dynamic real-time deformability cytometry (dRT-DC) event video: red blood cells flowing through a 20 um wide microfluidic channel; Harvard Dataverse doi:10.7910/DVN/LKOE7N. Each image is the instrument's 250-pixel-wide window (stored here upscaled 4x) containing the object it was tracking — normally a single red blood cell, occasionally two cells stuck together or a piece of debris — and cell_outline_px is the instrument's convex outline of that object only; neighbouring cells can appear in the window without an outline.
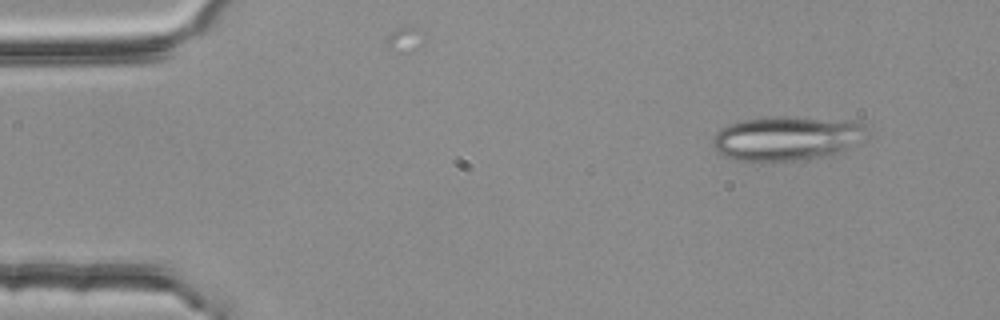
{"species": "common noctule bat (a hibernating species)", "species_latin": "Nyctalus noctula", "temperature_condition": "room temperature", "stored_images_in_passage": 3, "camera_frame_rate_fps": 3000, "um_per_image_px": 0.085, "animal": {"sex": "female", "body_mass_g": 25.1}, "frame": {"image": 1, "passage_image": 1, "time_ms": 0.0, "image_size_px": [1000, 320], "cell_outline_px": [[864, 140], [824, 156], [792, 160], [736, 160], [724, 156], [712, 144], [712, 140], [720, 128], [728, 124], [744, 120], [784, 116], [788, 116], [852, 120], [860, 124], [864, 128]], "centroid_in_image_um": [66.83, 11.73], "position_along_channel_um": 18.2, "area_um2": 38.9}}